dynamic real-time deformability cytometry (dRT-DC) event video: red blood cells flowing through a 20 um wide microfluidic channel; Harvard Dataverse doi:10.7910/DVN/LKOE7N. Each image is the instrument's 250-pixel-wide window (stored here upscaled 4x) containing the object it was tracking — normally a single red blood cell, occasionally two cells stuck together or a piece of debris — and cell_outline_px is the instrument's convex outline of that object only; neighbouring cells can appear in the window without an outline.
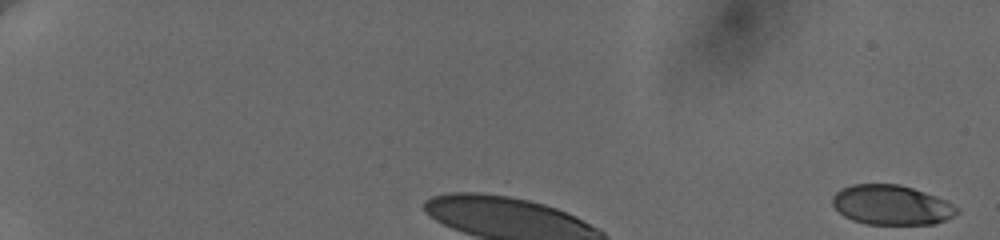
{"species": "human", "species_latin": "Homo sapiens", "temperature_condition": "cold", "stored_images_in_passage": 14, "camera_frame_rate_fps": 3000, "um_per_image_px": 0.085, "donor": {"sex": "female"}, "frame": {"image": 1, "passage_image": 1, "time_ms": 0.0, "image_size_px": [1000, 240], "cell_outline_px": [[960, 212], [944, 220], [932, 224], [868, 224], [852, 220], [844, 216], [832, 204], [832, 196], [840, 188], [852, 184], [900, 184], [936, 196], [960, 208]], "centroid_in_image_um": [75.76, 17.42], "position_along_channel_um": 9.2, "area_um2": 28.78}}